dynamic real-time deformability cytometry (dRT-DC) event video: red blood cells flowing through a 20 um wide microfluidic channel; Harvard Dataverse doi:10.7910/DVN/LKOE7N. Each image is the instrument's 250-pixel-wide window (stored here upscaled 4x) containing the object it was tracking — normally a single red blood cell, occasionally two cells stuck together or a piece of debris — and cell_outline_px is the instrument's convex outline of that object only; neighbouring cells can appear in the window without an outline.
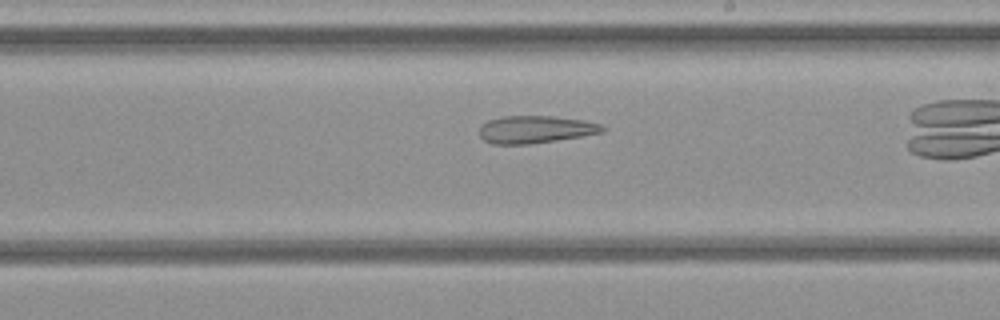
{"species": "common noctule bat (a hibernating species)", "species_latin": "Nyctalus noctula", "temperature_condition": "cold", "stored_images_in_passage": 15, "camera_frame_rate_fps": 3000, "um_per_image_px": 0.085, "animal": {"sex": "female", "body_mass_g": 21.9}, "frame": {"image": 1, "passage_image": 11, "time_ms": 3.333, "image_size_px": [1000, 320], "cell_outline_px": [[608, 128], [604, 132], [556, 140], [528, 144], [492, 144], [484, 140], [480, 136], [480, 124], [488, 120], [504, 116], [552, 116], [584, 120], [600, 124]], "centroid_in_image_um": [45.51, 10.99], "position_along_channel_um": 243.5, "area_um2": 19.71}}